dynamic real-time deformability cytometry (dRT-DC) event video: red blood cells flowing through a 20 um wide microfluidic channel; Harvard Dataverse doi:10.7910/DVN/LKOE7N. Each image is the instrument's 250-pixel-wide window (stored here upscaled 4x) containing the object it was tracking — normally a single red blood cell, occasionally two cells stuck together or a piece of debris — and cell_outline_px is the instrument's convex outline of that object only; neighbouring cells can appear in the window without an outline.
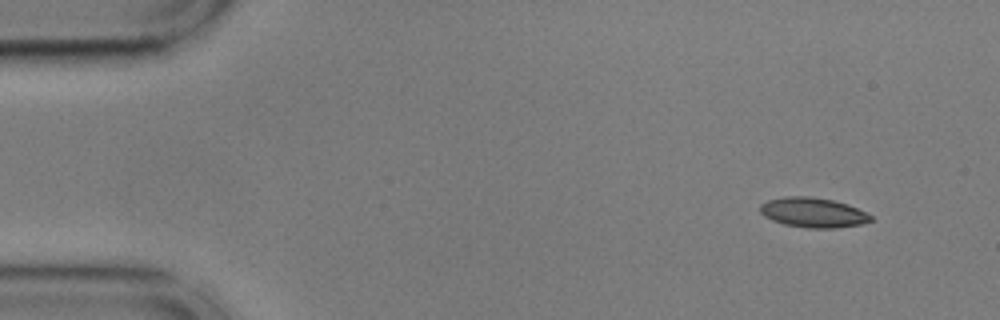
{"species": "common noctule bat (a hibernating species)", "species_latin": "Nyctalus noctula", "temperature_condition": "cold", "stored_images_in_passage": 51, "camera_frame_rate_fps": 3000, "um_per_image_px": 0.085, "animal": {"sex": "male", "body_mass_g": 17.9, "forearm_length_mm": 54.2}, "frame": {"image": 1, "passage_image": 1, "time_ms": 0.0, "image_size_px": [1000, 320], "cell_outline_px": [[872, 220], [860, 224], [836, 228], [808, 228], [784, 224], [772, 220], [764, 216], [760, 212], [760, 204], [768, 200], [784, 196], [812, 196], [832, 200], [848, 204], [872, 216]], "centroid_in_image_um": [69.08, 18.06], "position_along_channel_um": 15.9, "area_um2": 19.19}}
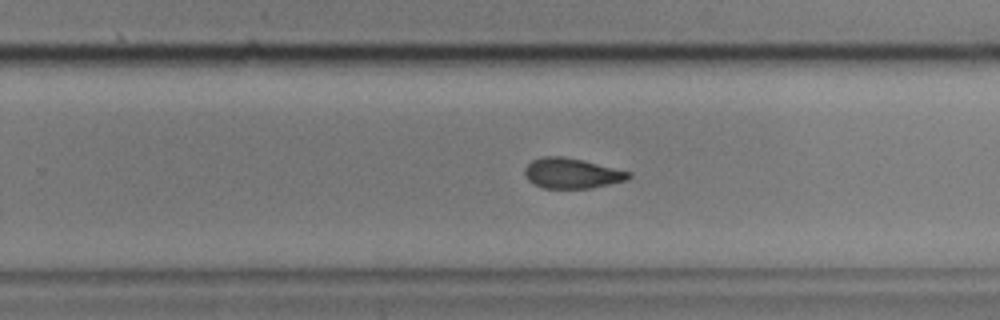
{"frame": {"image": 2, "passage_image": 31, "time_ms": 10.0, "image_size_px": [1000, 320], "cell_outline_px": [[632, 176], [628, 180], [592, 188], [544, 188], [532, 184], [524, 176], [524, 168], [532, 160], [544, 156], [564, 156], [632, 172]], "centroid_in_image_um": [48.59, 14.73], "position_along_channel_um": 281.2, "area_um2": 18.44}}
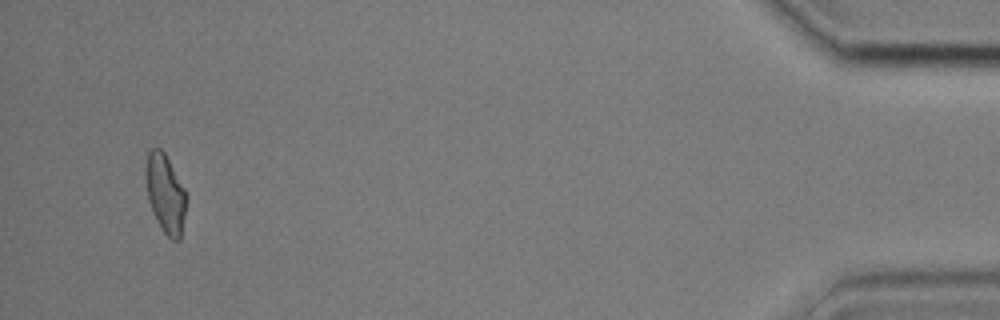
{"frame": {"image": 3, "passage_image": 49, "time_ms": 16.0, "image_size_px": [1000, 320], "cell_outline_px": [[188, 200], [180, 240], [172, 240], [164, 232], [156, 220], [148, 200], [144, 176], [144, 168], [148, 148], [160, 148], [164, 152], [184, 188], [188, 196]], "centroid_in_image_um": [14.04, 16.43], "position_along_channel_um": 421.2, "area_um2": 19.02}, "authors_computed_cell_mechanics": {"area_um2": 19.074, "velocity_mm_per_s": 3.6228, "shape_relaxation_time_tau1_ms": 7.8408, "shape_relaxation_time_tau2_ms": 2.7234, "deformation_change_tau1": 0.1657, "deformation_change_tau2": 0.0883}}